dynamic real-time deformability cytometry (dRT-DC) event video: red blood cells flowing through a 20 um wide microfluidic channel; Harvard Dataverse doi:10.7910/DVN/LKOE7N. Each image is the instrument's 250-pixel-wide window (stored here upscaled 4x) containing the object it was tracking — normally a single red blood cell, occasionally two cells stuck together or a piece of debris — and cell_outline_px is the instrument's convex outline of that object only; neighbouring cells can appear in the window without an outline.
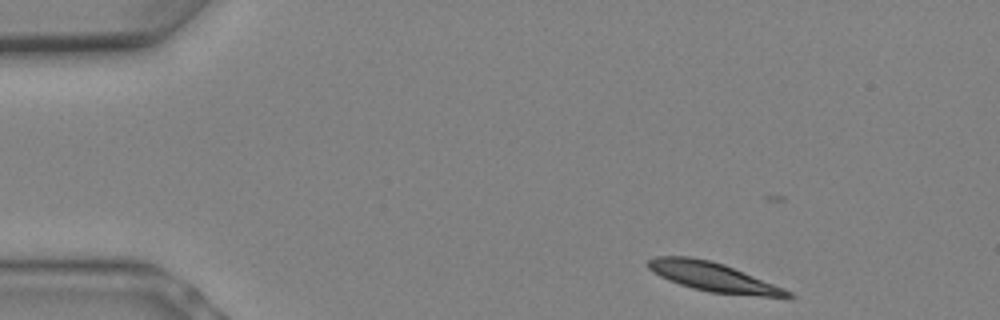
{"species": "Egyptian fruit bat (a non-hibernating species)", "species_latin": "Rousettus aegyptiacus", "temperature_condition": "warm", "stored_images_in_passage": 6, "camera_frame_rate_fps": 3000, "um_per_image_px": 0.085, "animal": {"sex": "female"}, "frame": {"image": 1, "passage_image": 1, "time_ms": 0.0, "image_size_px": [1000, 320], "cell_outline_px": [[796, 296], [760, 296], [708, 292], [692, 288], [668, 280], [660, 276], [648, 268], [644, 264], [648, 260], [656, 256], [688, 256], [712, 260], [724, 264], [784, 288], [792, 292]], "centroid_in_image_um": [60.56, 23.52], "position_along_channel_um": 24.4, "area_um2": 23.52}}
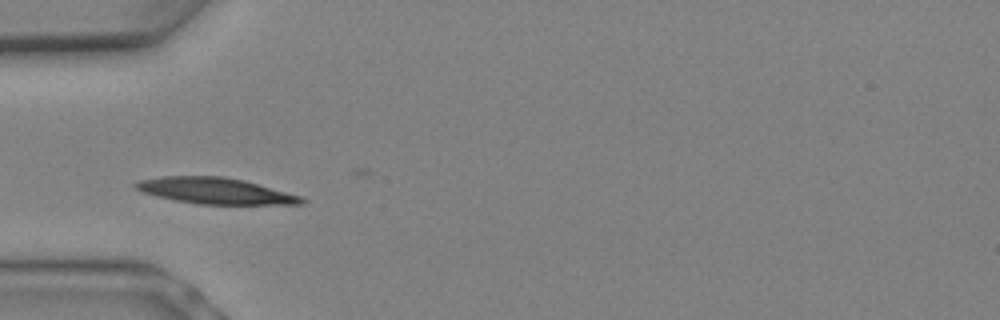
{"frame": {"image": 2, "passage_image": 5, "time_ms": 1.333, "image_size_px": [1000, 320], "cell_outline_px": [[308, 200], [304, 204], [200, 204], [176, 200], [144, 192], [136, 188], [132, 184], [140, 180], [160, 176], [224, 176], [244, 180], [300, 196]], "centroid_in_image_um": [18.32, 16.21], "position_along_channel_um": 66.7, "area_um2": 24.97}}